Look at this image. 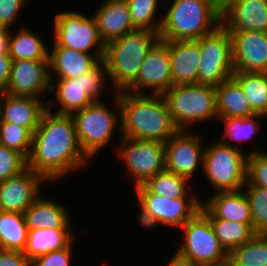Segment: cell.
<instances>
[{"mask_svg": "<svg viewBox=\"0 0 267 266\" xmlns=\"http://www.w3.org/2000/svg\"><path fill=\"white\" fill-rule=\"evenodd\" d=\"M199 45L200 65L198 84L216 87L234 73L231 37L221 24L214 31L196 39Z\"/></svg>", "mask_w": 267, "mask_h": 266, "instance_id": "10", "label": "cell"}, {"mask_svg": "<svg viewBox=\"0 0 267 266\" xmlns=\"http://www.w3.org/2000/svg\"><path fill=\"white\" fill-rule=\"evenodd\" d=\"M166 7L159 30L160 40H196L221 25V16L210 0H173Z\"/></svg>", "mask_w": 267, "mask_h": 266, "instance_id": "4", "label": "cell"}, {"mask_svg": "<svg viewBox=\"0 0 267 266\" xmlns=\"http://www.w3.org/2000/svg\"><path fill=\"white\" fill-rule=\"evenodd\" d=\"M217 118L251 117L256 113L240 85L231 77L215 87Z\"/></svg>", "mask_w": 267, "mask_h": 266, "instance_id": "27", "label": "cell"}, {"mask_svg": "<svg viewBox=\"0 0 267 266\" xmlns=\"http://www.w3.org/2000/svg\"><path fill=\"white\" fill-rule=\"evenodd\" d=\"M217 266H235L232 262L229 260L222 262L221 264H218Z\"/></svg>", "mask_w": 267, "mask_h": 266, "instance_id": "48", "label": "cell"}, {"mask_svg": "<svg viewBox=\"0 0 267 266\" xmlns=\"http://www.w3.org/2000/svg\"><path fill=\"white\" fill-rule=\"evenodd\" d=\"M27 167V159L19 152L0 144V182L19 174Z\"/></svg>", "mask_w": 267, "mask_h": 266, "instance_id": "39", "label": "cell"}, {"mask_svg": "<svg viewBox=\"0 0 267 266\" xmlns=\"http://www.w3.org/2000/svg\"><path fill=\"white\" fill-rule=\"evenodd\" d=\"M139 205L140 211L138 214V222L140 226L145 227L147 229H153L155 228V226L161 225L149 211H147L141 204Z\"/></svg>", "mask_w": 267, "mask_h": 266, "instance_id": "44", "label": "cell"}, {"mask_svg": "<svg viewBox=\"0 0 267 266\" xmlns=\"http://www.w3.org/2000/svg\"><path fill=\"white\" fill-rule=\"evenodd\" d=\"M33 134L25 127L8 122H0V144L29 157Z\"/></svg>", "mask_w": 267, "mask_h": 266, "instance_id": "36", "label": "cell"}, {"mask_svg": "<svg viewBox=\"0 0 267 266\" xmlns=\"http://www.w3.org/2000/svg\"><path fill=\"white\" fill-rule=\"evenodd\" d=\"M27 0H0V28L10 29Z\"/></svg>", "mask_w": 267, "mask_h": 266, "instance_id": "41", "label": "cell"}, {"mask_svg": "<svg viewBox=\"0 0 267 266\" xmlns=\"http://www.w3.org/2000/svg\"><path fill=\"white\" fill-rule=\"evenodd\" d=\"M130 10L131 21L135 29L158 32L162 17L155 18L159 0H126ZM156 20V21H155Z\"/></svg>", "mask_w": 267, "mask_h": 266, "instance_id": "35", "label": "cell"}, {"mask_svg": "<svg viewBox=\"0 0 267 266\" xmlns=\"http://www.w3.org/2000/svg\"><path fill=\"white\" fill-rule=\"evenodd\" d=\"M47 103L33 97L14 96L0 92V122L27 128L32 134L39 126Z\"/></svg>", "mask_w": 267, "mask_h": 266, "instance_id": "19", "label": "cell"}, {"mask_svg": "<svg viewBox=\"0 0 267 266\" xmlns=\"http://www.w3.org/2000/svg\"><path fill=\"white\" fill-rule=\"evenodd\" d=\"M168 266H199L191 260L179 254L177 251L173 258L168 262Z\"/></svg>", "mask_w": 267, "mask_h": 266, "instance_id": "47", "label": "cell"}, {"mask_svg": "<svg viewBox=\"0 0 267 266\" xmlns=\"http://www.w3.org/2000/svg\"><path fill=\"white\" fill-rule=\"evenodd\" d=\"M118 157L125 162L127 171L134 177L135 185L145 184L150 178L165 170V143L121 137Z\"/></svg>", "mask_w": 267, "mask_h": 266, "instance_id": "12", "label": "cell"}, {"mask_svg": "<svg viewBox=\"0 0 267 266\" xmlns=\"http://www.w3.org/2000/svg\"><path fill=\"white\" fill-rule=\"evenodd\" d=\"M107 78V67L102 60L91 71L78 77L50 79V92L56 91L57 101L47 102V109L51 111V104L57 102L60 106L54 113L71 115L96 101H101L99 97L107 86Z\"/></svg>", "mask_w": 267, "mask_h": 266, "instance_id": "7", "label": "cell"}, {"mask_svg": "<svg viewBox=\"0 0 267 266\" xmlns=\"http://www.w3.org/2000/svg\"><path fill=\"white\" fill-rule=\"evenodd\" d=\"M232 78L240 85L251 109L267 118V72H234Z\"/></svg>", "mask_w": 267, "mask_h": 266, "instance_id": "29", "label": "cell"}, {"mask_svg": "<svg viewBox=\"0 0 267 266\" xmlns=\"http://www.w3.org/2000/svg\"><path fill=\"white\" fill-rule=\"evenodd\" d=\"M212 229L221 246L229 254L234 248L251 240L257 233L252 223H242L224 219H210Z\"/></svg>", "mask_w": 267, "mask_h": 266, "instance_id": "31", "label": "cell"}, {"mask_svg": "<svg viewBox=\"0 0 267 266\" xmlns=\"http://www.w3.org/2000/svg\"><path fill=\"white\" fill-rule=\"evenodd\" d=\"M42 197L38 196L23 213L27 229H71V217L64 204L54 201L55 199Z\"/></svg>", "mask_w": 267, "mask_h": 266, "instance_id": "25", "label": "cell"}, {"mask_svg": "<svg viewBox=\"0 0 267 266\" xmlns=\"http://www.w3.org/2000/svg\"><path fill=\"white\" fill-rule=\"evenodd\" d=\"M88 160L80 148L71 115L46 109L33 133L27 166L47 182H54L85 167Z\"/></svg>", "mask_w": 267, "mask_h": 266, "instance_id": "1", "label": "cell"}, {"mask_svg": "<svg viewBox=\"0 0 267 266\" xmlns=\"http://www.w3.org/2000/svg\"><path fill=\"white\" fill-rule=\"evenodd\" d=\"M228 32L234 72H267V32Z\"/></svg>", "mask_w": 267, "mask_h": 266, "instance_id": "17", "label": "cell"}, {"mask_svg": "<svg viewBox=\"0 0 267 266\" xmlns=\"http://www.w3.org/2000/svg\"><path fill=\"white\" fill-rule=\"evenodd\" d=\"M250 202L252 228L257 234H267V188L258 185H244Z\"/></svg>", "mask_w": 267, "mask_h": 266, "instance_id": "37", "label": "cell"}, {"mask_svg": "<svg viewBox=\"0 0 267 266\" xmlns=\"http://www.w3.org/2000/svg\"><path fill=\"white\" fill-rule=\"evenodd\" d=\"M228 31L267 32V0H240L221 16Z\"/></svg>", "mask_w": 267, "mask_h": 266, "instance_id": "24", "label": "cell"}, {"mask_svg": "<svg viewBox=\"0 0 267 266\" xmlns=\"http://www.w3.org/2000/svg\"><path fill=\"white\" fill-rule=\"evenodd\" d=\"M93 14L100 38L105 45L136 30L126 0H104Z\"/></svg>", "mask_w": 267, "mask_h": 266, "instance_id": "21", "label": "cell"}, {"mask_svg": "<svg viewBox=\"0 0 267 266\" xmlns=\"http://www.w3.org/2000/svg\"><path fill=\"white\" fill-rule=\"evenodd\" d=\"M11 30L0 28V54H9V38Z\"/></svg>", "mask_w": 267, "mask_h": 266, "instance_id": "46", "label": "cell"}, {"mask_svg": "<svg viewBox=\"0 0 267 266\" xmlns=\"http://www.w3.org/2000/svg\"><path fill=\"white\" fill-rule=\"evenodd\" d=\"M167 47L170 53L172 84H198L201 55L197 41H167Z\"/></svg>", "mask_w": 267, "mask_h": 266, "instance_id": "23", "label": "cell"}, {"mask_svg": "<svg viewBox=\"0 0 267 266\" xmlns=\"http://www.w3.org/2000/svg\"><path fill=\"white\" fill-rule=\"evenodd\" d=\"M28 229L23 214L0 210V248L23 252Z\"/></svg>", "mask_w": 267, "mask_h": 266, "instance_id": "30", "label": "cell"}, {"mask_svg": "<svg viewBox=\"0 0 267 266\" xmlns=\"http://www.w3.org/2000/svg\"><path fill=\"white\" fill-rule=\"evenodd\" d=\"M178 130H189L196 123L217 119L215 87L203 84L173 85L163 94Z\"/></svg>", "mask_w": 267, "mask_h": 266, "instance_id": "5", "label": "cell"}, {"mask_svg": "<svg viewBox=\"0 0 267 266\" xmlns=\"http://www.w3.org/2000/svg\"><path fill=\"white\" fill-rule=\"evenodd\" d=\"M54 18L52 46H63L93 55H104L105 44L100 38L93 15L89 17L76 11H63L58 12ZM92 49L94 51L91 53Z\"/></svg>", "mask_w": 267, "mask_h": 266, "instance_id": "11", "label": "cell"}, {"mask_svg": "<svg viewBox=\"0 0 267 266\" xmlns=\"http://www.w3.org/2000/svg\"><path fill=\"white\" fill-rule=\"evenodd\" d=\"M137 201L157 221L166 226L181 228L201 208V199H169L152 193L144 184L134 188Z\"/></svg>", "mask_w": 267, "mask_h": 266, "instance_id": "15", "label": "cell"}, {"mask_svg": "<svg viewBox=\"0 0 267 266\" xmlns=\"http://www.w3.org/2000/svg\"><path fill=\"white\" fill-rule=\"evenodd\" d=\"M205 202L200 210L209 219L252 223L251 206L244 190L215 192Z\"/></svg>", "mask_w": 267, "mask_h": 266, "instance_id": "20", "label": "cell"}, {"mask_svg": "<svg viewBox=\"0 0 267 266\" xmlns=\"http://www.w3.org/2000/svg\"><path fill=\"white\" fill-rule=\"evenodd\" d=\"M12 61L9 54H0V92H3L9 83Z\"/></svg>", "mask_w": 267, "mask_h": 266, "instance_id": "43", "label": "cell"}, {"mask_svg": "<svg viewBox=\"0 0 267 266\" xmlns=\"http://www.w3.org/2000/svg\"><path fill=\"white\" fill-rule=\"evenodd\" d=\"M45 41L31 28H20L16 34L10 33L9 56L17 60H49V49Z\"/></svg>", "mask_w": 267, "mask_h": 266, "instance_id": "28", "label": "cell"}, {"mask_svg": "<svg viewBox=\"0 0 267 266\" xmlns=\"http://www.w3.org/2000/svg\"><path fill=\"white\" fill-rule=\"evenodd\" d=\"M204 150L202 171L215 192L243 190L247 181L248 154L214 141Z\"/></svg>", "mask_w": 267, "mask_h": 266, "instance_id": "8", "label": "cell"}, {"mask_svg": "<svg viewBox=\"0 0 267 266\" xmlns=\"http://www.w3.org/2000/svg\"><path fill=\"white\" fill-rule=\"evenodd\" d=\"M121 137L165 143L178 128L163 95L118 92Z\"/></svg>", "mask_w": 267, "mask_h": 266, "instance_id": "2", "label": "cell"}, {"mask_svg": "<svg viewBox=\"0 0 267 266\" xmlns=\"http://www.w3.org/2000/svg\"><path fill=\"white\" fill-rule=\"evenodd\" d=\"M49 60L12 61L10 80L3 91L9 95L46 99L50 92ZM42 97V98H41Z\"/></svg>", "mask_w": 267, "mask_h": 266, "instance_id": "16", "label": "cell"}, {"mask_svg": "<svg viewBox=\"0 0 267 266\" xmlns=\"http://www.w3.org/2000/svg\"><path fill=\"white\" fill-rule=\"evenodd\" d=\"M72 229L28 230L27 243L23 253L33 261L37 257L67 248L74 239Z\"/></svg>", "mask_w": 267, "mask_h": 266, "instance_id": "26", "label": "cell"}, {"mask_svg": "<svg viewBox=\"0 0 267 266\" xmlns=\"http://www.w3.org/2000/svg\"><path fill=\"white\" fill-rule=\"evenodd\" d=\"M245 185L267 188V152L252 150L247 158V181Z\"/></svg>", "mask_w": 267, "mask_h": 266, "instance_id": "38", "label": "cell"}, {"mask_svg": "<svg viewBox=\"0 0 267 266\" xmlns=\"http://www.w3.org/2000/svg\"><path fill=\"white\" fill-rule=\"evenodd\" d=\"M159 39L158 32L136 29L105 45L103 61L115 93L135 81L145 56Z\"/></svg>", "mask_w": 267, "mask_h": 266, "instance_id": "3", "label": "cell"}, {"mask_svg": "<svg viewBox=\"0 0 267 266\" xmlns=\"http://www.w3.org/2000/svg\"><path fill=\"white\" fill-rule=\"evenodd\" d=\"M179 254L199 266H217L228 260V253L215 235L210 219L199 210L182 227Z\"/></svg>", "mask_w": 267, "mask_h": 266, "instance_id": "9", "label": "cell"}, {"mask_svg": "<svg viewBox=\"0 0 267 266\" xmlns=\"http://www.w3.org/2000/svg\"><path fill=\"white\" fill-rule=\"evenodd\" d=\"M49 50V76L50 79L75 78L91 71L104 55H93L79 52L63 46H52ZM52 72V73H51ZM54 72V76L52 75Z\"/></svg>", "mask_w": 267, "mask_h": 266, "instance_id": "22", "label": "cell"}, {"mask_svg": "<svg viewBox=\"0 0 267 266\" xmlns=\"http://www.w3.org/2000/svg\"><path fill=\"white\" fill-rule=\"evenodd\" d=\"M265 117L262 114H256L251 117H233V118H217L221 122H224V134L221 139L218 141L221 144H226L228 146H233L239 148L237 145H232L230 141H236L238 143L248 142L249 140L254 139L253 136L260 130V118ZM229 138V142L227 139Z\"/></svg>", "mask_w": 267, "mask_h": 266, "instance_id": "32", "label": "cell"}, {"mask_svg": "<svg viewBox=\"0 0 267 266\" xmlns=\"http://www.w3.org/2000/svg\"><path fill=\"white\" fill-rule=\"evenodd\" d=\"M0 266H31L23 252L0 248Z\"/></svg>", "mask_w": 267, "mask_h": 266, "instance_id": "42", "label": "cell"}, {"mask_svg": "<svg viewBox=\"0 0 267 266\" xmlns=\"http://www.w3.org/2000/svg\"><path fill=\"white\" fill-rule=\"evenodd\" d=\"M189 179L164 170L150 178L144 185L154 194L166 196L169 199H198L188 196ZM188 187V189H187Z\"/></svg>", "mask_w": 267, "mask_h": 266, "instance_id": "33", "label": "cell"}, {"mask_svg": "<svg viewBox=\"0 0 267 266\" xmlns=\"http://www.w3.org/2000/svg\"><path fill=\"white\" fill-rule=\"evenodd\" d=\"M113 95H115L114 105H117L118 111L108 107L107 103L96 101L71 114L80 148L90 160L103 147L110 144L114 138L115 128L121 123L118 93Z\"/></svg>", "mask_w": 267, "mask_h": 266, "instance_id": "6", "label": "cell"}, {"mask_svg": "<svg viewBox=\"0 0 267 266\" xmlns=\"http://www.w3.org/2000/svg\"><path fill=\"white\" fill-rule=\"evenodd\" d=\"M198 134V135H197ZM178 130L165 142V170L187 179L203 166L205 146L199 133Z\"/></svg>", "mask_w": 267, "mask_h": 266, "instance_id": "14", "label": "cell"}, {"mask_svg": "<svg viewBox=\"0 0 267 266\" xmlns=\"http://www.w3.org/2000/svg\"><path fill=\"white\" fill-rule=\"evenodd\" d=\"M172 86L169 48L167 41L159 39L145 56L137 78L125 91L146 94L143 91L148 88L153 95H163Z\"/></svg>", "mask_w": 267, "mask_h": 266, "instance_id": "13", "label": "cell"}, {"mask_svg": "<svg viewBox=\"0 0 267 266\" xmlns=\"http://www.w3.org/2000/svg\"><path fill=\"white\" fill-rule=\"evenodd\" d=\"M73 244L67 248L41 255L31 261V266H71Z\"/></svg>", "mask_w": 267, "mask_h": 266, "instance_id": "40", "label": "cell"}, {"mask_svg": "<svg viewBox=\"0 0 267 266\" xmlns=\"http://www.w3.org/2000/svg\"><path fill=\"white\" fill-rule=\"evenodd\" d=\"M213 9L222 16L226 13L234 4L240 0H210Z\"/></svg>", "mask_w": 267, "mask_h": 266, "instance_id": "45", "label": "cell"}, {"mask_svg": "<svg viewBox=\"0 0 267 266\" xmlns=\"http://www.w3.org/2000/svg\"><path fill=\"white\" fill-rule=\"evenodd\" d=\"M40 174L28 166L19 174L0 182V210L23 214L40 195Z\"/></svg>", "mask_w": 267, "mask_h": 266, "instance_id": "18", "label": "cell"}, {"mask_svg": "<svg viewBox=\"0 0 267 266\" xmlns=\"http://www.w3.org/2000/svg\"><path fill=\"white\" fill-rule=\"evenodd\" d=\"M228 260L235 266H267V234H256L234 248L228 254Z\"/></svg>", "mask_w": 267, "mask_h": 266, "instance_id": "34", "label": "cell"}]
</instances>
